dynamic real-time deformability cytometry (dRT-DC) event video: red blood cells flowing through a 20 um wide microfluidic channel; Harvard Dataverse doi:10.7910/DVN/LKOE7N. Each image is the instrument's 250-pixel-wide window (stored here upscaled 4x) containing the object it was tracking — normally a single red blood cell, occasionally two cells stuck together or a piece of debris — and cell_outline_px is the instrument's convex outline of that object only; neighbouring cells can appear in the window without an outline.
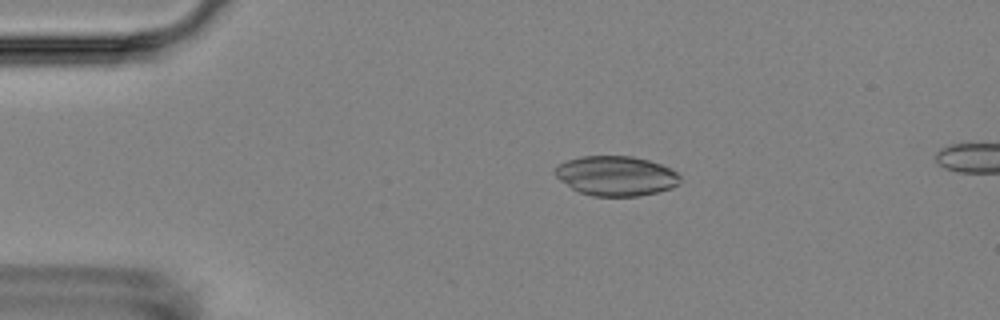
{"species": "Egyptian fruit bat (a non-hibernating species)", "species_latin": "Rousettus aegyptiacus", "temperature_condition": "room temperature", "stored_images_in_passage": 14, "camera_frame_rate_fps": 3000, "um_per_image_px": 0.085, "animal": {"sex": "female"}, "frame": {"image": 1, "passage_image": 3, "time_ms": 2.333, "image_size_px": [1000, 320], "cell_outline_px": [[680, 184], [672, 188], [640, 196], [592, 196], [580, 192], [572, 188], [560, 180], [552, 172], [560, 164], [568, 160], [580, 156], [632, 156], [648, 160], [660, 164], [676, 172], [680, 176]], "centroid_in_image_um": [52.36, 14.95], "position_along_channel_um": 32.6, "area_um2": 28.9}}
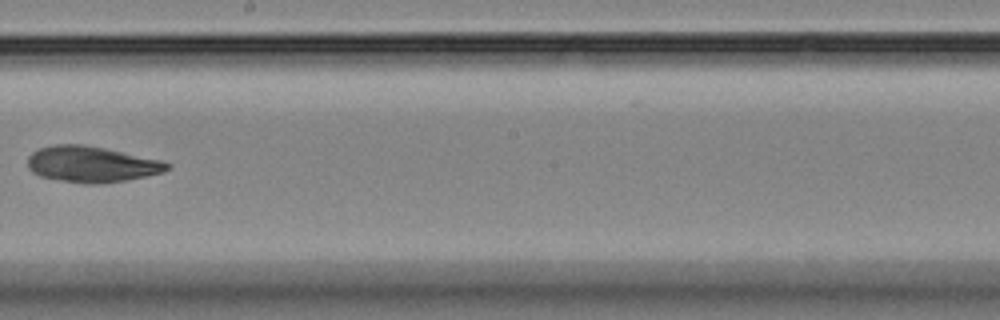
{"frame": {"image": 2, "passage_image": 8, "time_ms": 9.333, "image_size_px": [1000, 320], "cell_outline_px": [[172, 168], [164, 172], [128, 180], [100, 184], [84, 184], [40, 176], [32, 172], [28, 168], [28, 156], [32, 152], [40, 148], [56, 144], [80, 144], [104, 148], [160, 160], [172, 164]], "centroid_in_image_um": [7.8, 13.97], "position_along_channel_um": 240.4, "area_um2": 29.25}}
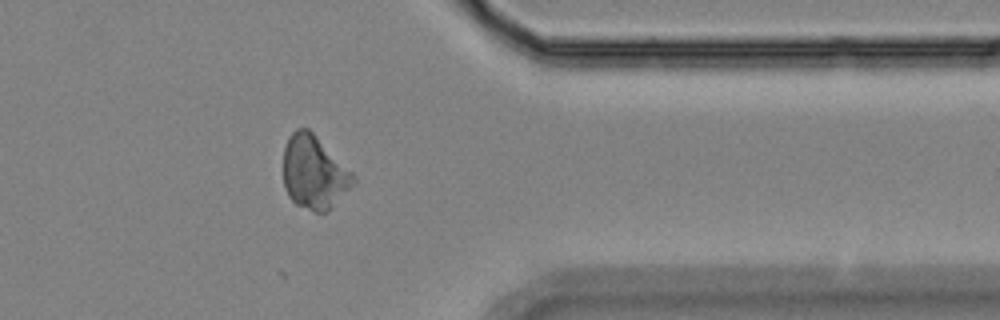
{"frame": {"image": 3, "passage_image": 12, "time_ms": 13.667, "image_size_px": [1000, 320], "cell_outline_px": [[356, 180], [324, 212], [316, 212], [296, 204], [288, 196], [284, 184], [284, 148], [288, 136], [296, 128], [308, 128], [356, 176]], "centroid_in_image_um": [26.65, 14.61], "position_along_channel_um": 384.7, "area_um2": 29.13}}